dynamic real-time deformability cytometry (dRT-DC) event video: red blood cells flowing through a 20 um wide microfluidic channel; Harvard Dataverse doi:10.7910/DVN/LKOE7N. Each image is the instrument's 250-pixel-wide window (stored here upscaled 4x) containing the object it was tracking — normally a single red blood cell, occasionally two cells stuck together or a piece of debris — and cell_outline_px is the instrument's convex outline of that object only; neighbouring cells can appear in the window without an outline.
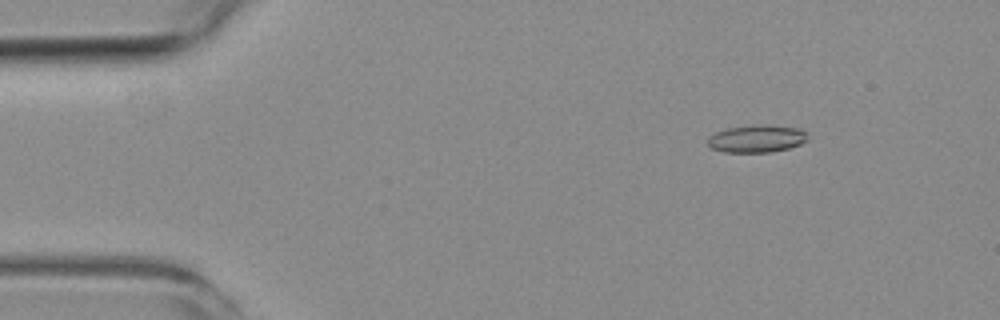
{"species": "common noctule bat (a hibernating species)", "species_latin": "Nyctalus noctula", "temperature_condition": "room temperature", "stored_images_in_passage": 5, "camera_frame_rate_fps": 3000, "um_per_image_px": 0.085, "animal": {"sex": "female", "body_mass_g": 19.3, "forearm_length_mm": 54.1}, "frame": {"image": 1, "passage_image": 1, "time_ms": 0.0, "image_size_px": [1000, 320], "cell_outline_px": [[808, 140], [800, 144], [788, 148], [772, 152], [724, 152], [712, 148], [708, 144], [708, 136], [716, 132], [728, 128], [756, 124], [764, 124], [800, 128], [808, 136]], "centroid_in_image_um": [64.33, 11.78], "position_along_channel_um": 20.7, "area_um2": 16.07}}
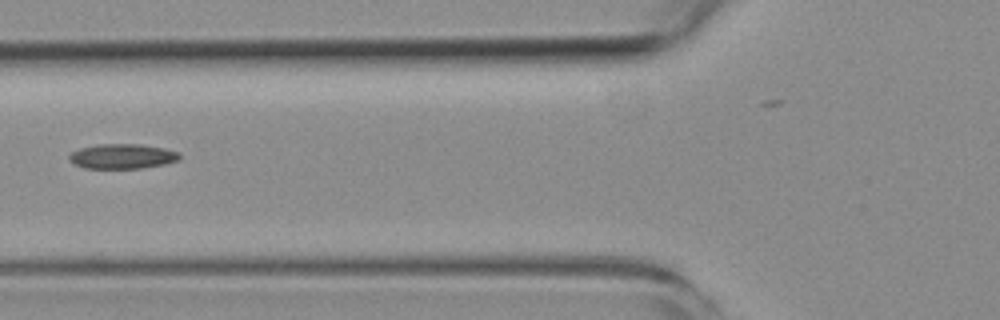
{"frame": {"image": 2, "passage_image": 5, "time_ms": 4.667, "image_size_px": [1000, 320], "cell_outline_px": [[180, 160], [164, 164], [140, 168], [84, 168], [68, 160], [68, 156], [72, 152], [80, 148], [100, 144], [140, 144], [164, 148], [180, 152]], "centroid_in_image_um": [10.42, 13.28], "position_along_channel_um": 115.4, "area_um2": 15.95}}